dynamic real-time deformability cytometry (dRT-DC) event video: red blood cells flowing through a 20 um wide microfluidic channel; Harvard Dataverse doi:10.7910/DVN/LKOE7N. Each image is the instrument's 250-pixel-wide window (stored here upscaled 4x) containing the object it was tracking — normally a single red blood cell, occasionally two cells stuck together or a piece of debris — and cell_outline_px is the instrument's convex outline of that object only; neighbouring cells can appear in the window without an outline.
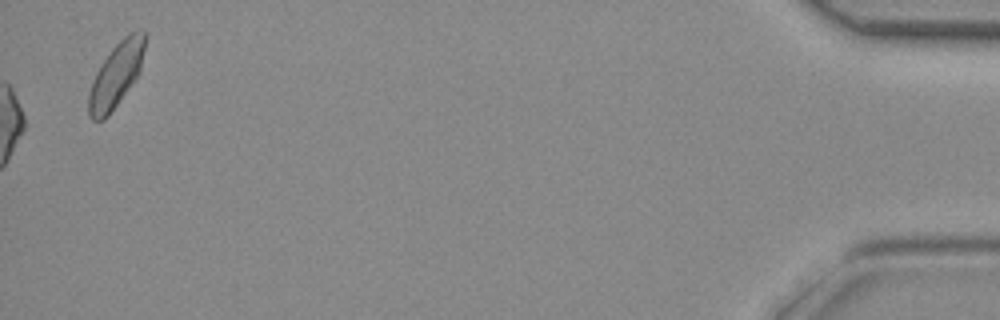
{"species": "common noctule bat (a hibernating species)", "species_latin": "Nyctalus noctula", "temperature_condition": "room temperature", "stored_images_in_passage": 43, "camera_frame_rate_fps": 3000, "um_per_image_px": 0.085, "animal": {"sex": "female", "body_mass_g": 29.2, "forearm_length_mm": 56.3}, "frame": {"image": 1, "passage_image": 43, "time_ms": 14.0, "image_size_px": [1000, 320], "cell_outline_px": [[144, 48], [140, 72], [108, 116], [104, 120], [92, 120], [88, 112], [88, 96], [92, 80], [100, 64], [112, 48], [128, 32], [136, 28], [144, 32]], "centroid_in_image_um": [9.85, 6.35], "position_along_channel_um": 425.3, "area_um2": 20.98}}